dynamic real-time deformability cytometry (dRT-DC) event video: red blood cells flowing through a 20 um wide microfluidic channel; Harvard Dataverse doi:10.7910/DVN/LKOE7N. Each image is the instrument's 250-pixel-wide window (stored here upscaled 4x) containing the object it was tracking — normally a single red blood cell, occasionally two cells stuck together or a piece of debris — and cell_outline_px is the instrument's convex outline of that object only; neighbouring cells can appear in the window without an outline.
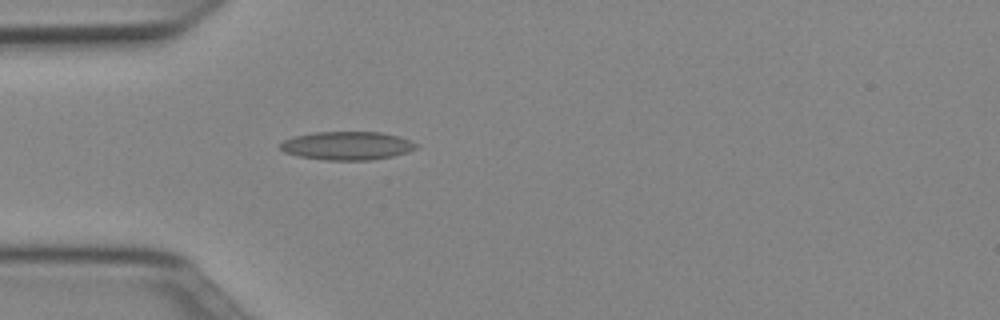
{"species": "Egyptian fruit bat (a non-hibernating species)", "species_latin": "Rousettus aegyptiacus", "temperature_condition": "cold", "stored_images_in_passage": 37, "camera_frame_rate_fps": 3000, "um_per_image_px": 0.085, "animal": {"sex": "female"}, "frame": {"image": 1, "passage_image": 1, "time_ms": 0.0, "image_size_px": [1000, 320], "cell_outline_px": [[420, 144], [416, 148], [408, 152], [392, 156], [372, 160], [324, 160], [300, 156], [284, 152], [280, 148], [280, 144], [284, 140], [292, 136], [316, 132], [380, 132], [400, 136]], "centroid_in_image_um": [29.53, 12.38], "position_along_channel_um": 55.5, "area_um2": 22.6}}
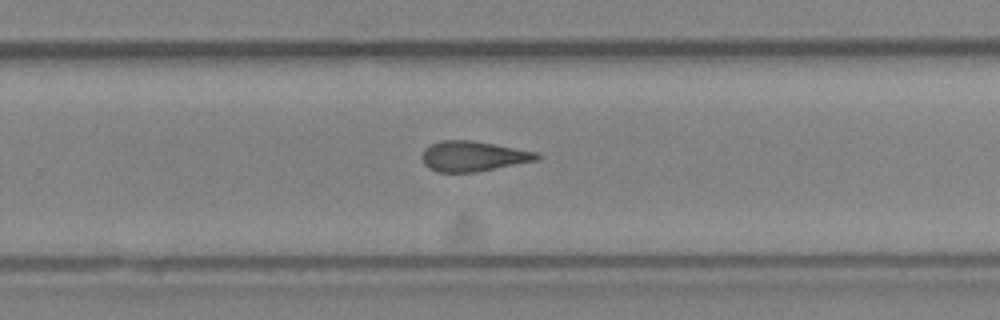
{"frame": {"image": 2, "passage_image": 19, "time_ms": 6.0, "image_size_px": [1000, 320], "cell_outline_px": [[540, 160], [476, 172], [436, 172], [428, 168], [424, 164], [424, 148], [440, 140], [472, 140], [540, 152]], "centroid_in_image_um": [40.28, 13.28], "position_along_channel_um": 289.5, "area_um2": 20.35}}
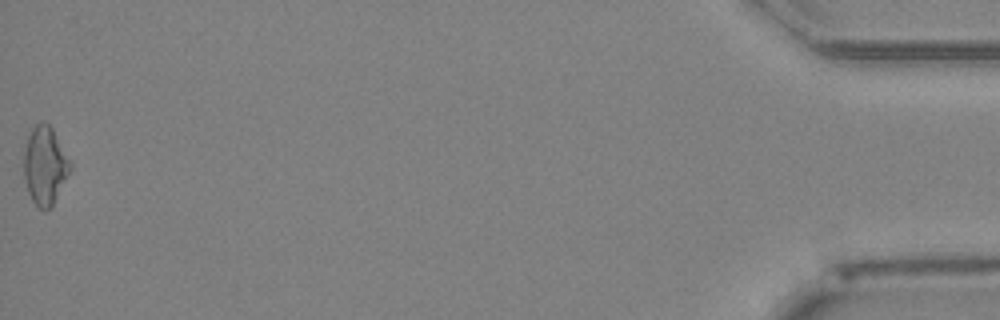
{"frame": {"image": 3, "passage_image": 37, "time_ms": 12.0, "image_size_px": [1000, 320], "cell_outline_px": [[72, 168], [52, 208], [44, 212], [32, 200], [28, 192], [24, 176], [24, 152], [28, 136], [32, 128], [40, 120], [44, 120], [52, 128], [72, 160]], "centroid_in_image_um": [3.85, 14.07], "position_along_channel_um": 431.3, "area_um2": 21.56}, "authors_computed_cell_mechanics": {"area_um2": 20.3456, "velocity_mm_per_s": 4.0059, "shape_relaxation_time_tau1_ms": null, "shape_relaxation_time_tau2_ms": 3.7867, "deformation_change_tau1": null, "deformation_change_tau2": 0.1344}}